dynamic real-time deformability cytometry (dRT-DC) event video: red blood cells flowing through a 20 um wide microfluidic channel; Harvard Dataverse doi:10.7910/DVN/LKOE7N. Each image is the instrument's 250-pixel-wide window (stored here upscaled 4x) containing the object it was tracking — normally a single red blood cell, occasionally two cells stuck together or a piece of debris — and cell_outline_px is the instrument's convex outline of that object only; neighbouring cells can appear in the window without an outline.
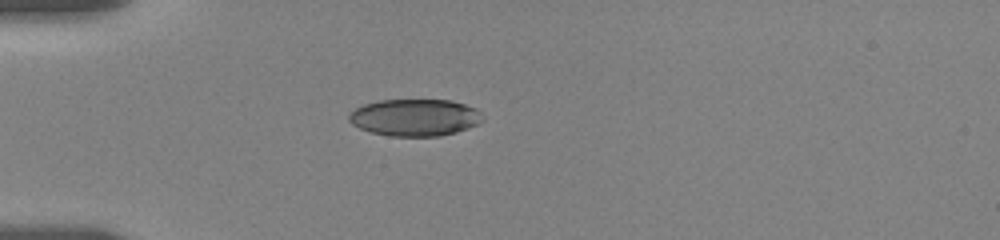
{"species": "human", "species_latin": "Homo sapiens", "temperature_condition": "room temperature", "stored_images_in_passage": 3, "camera_frame_rate_fps": 3000, "um_per_image_px": 0.085, "donor": {"sex": "female"}, "frame": {"image": 1, "passage_image": 1, "time_ms": 0.0, "image_size_px": [1000, 240], "cell_outline_px": [[484, 120], [480, 124], [456, 132], [440, 136], [388, 136], [372, 132], [360, 128], [352, 124], [348, 120], [348, 116], [356, 108], [364, 104], [380, 100], [452, 100], [476, 108], [480, 112]], "centroid_in_image_um": [35.29, 9.99], "position_along_channel_um": 49.7, "area_um2": 28.9}}
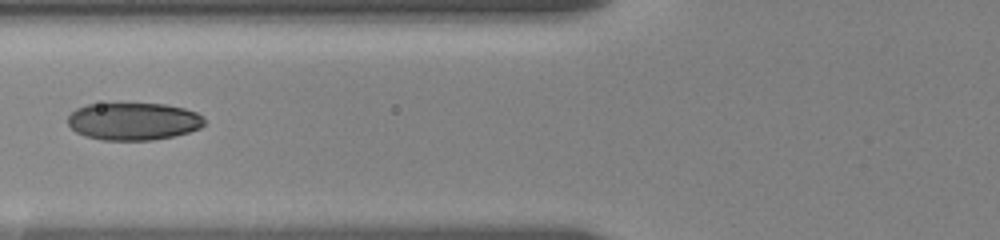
{"frame": {"image": 2, "passage_image": 3, "time_ms": 2.333, "image_size_px": [1000, 240], "cell_outline_px": [[204, 124], [200, 128], [188, 132], [172, 136], [152, 140], [100, 140], [84, 136], [76, 132], [68, 124], [68, 116], [76, 108], [88, 104], [164, 104], [184, 108], [196, 112], [204, 116]], "centroid_in_image_um": [11.33, 10.32], "position_along_channel_um": 114.5, "area_um2": 29.82}}